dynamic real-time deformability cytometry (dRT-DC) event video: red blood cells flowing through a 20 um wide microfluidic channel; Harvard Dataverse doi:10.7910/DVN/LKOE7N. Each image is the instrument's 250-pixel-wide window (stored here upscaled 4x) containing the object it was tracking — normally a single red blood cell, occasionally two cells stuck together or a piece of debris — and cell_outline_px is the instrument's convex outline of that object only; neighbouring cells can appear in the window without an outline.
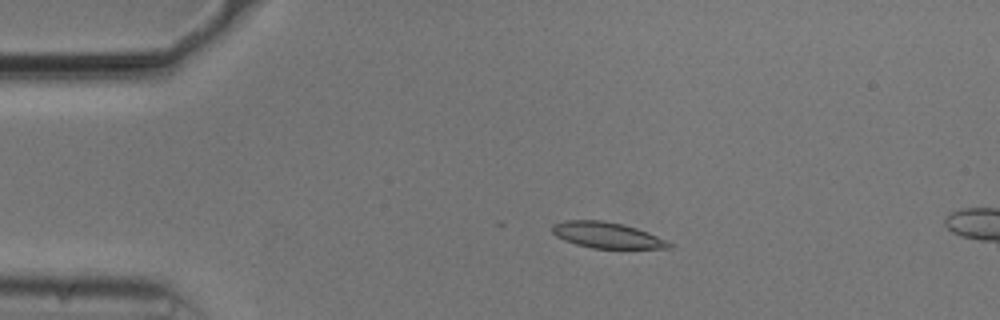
{"species": "common noctule bat (a hibernating species)", "species_latin": "Nyctalus noctula", "temperature_condition": "cold", "stored_images_in_passage": 8, "camera_frame_rate_fps": 3000, "um_per_image_px": 0.085, "animal": {"sex": "male", "body_mass_g": 20.5, "forearm_length_mm": 52.5}, "frame": {"image": 1, "passage_image": 5, "time_ms": 1.333, "image_size_px": [1000, 320], "cell_outline_px": [[672, 248], [592, 248], [576, 244], [564, 240], [556, 236], [552, 232], [552, 224], [564, 220], [604, 220], [636, 228], [648, 232], [672, 244]], "centroid_in_image_um": [51.53, 19.98], "position_along_channel_um": 33.5, "area_um2": 17.46}}